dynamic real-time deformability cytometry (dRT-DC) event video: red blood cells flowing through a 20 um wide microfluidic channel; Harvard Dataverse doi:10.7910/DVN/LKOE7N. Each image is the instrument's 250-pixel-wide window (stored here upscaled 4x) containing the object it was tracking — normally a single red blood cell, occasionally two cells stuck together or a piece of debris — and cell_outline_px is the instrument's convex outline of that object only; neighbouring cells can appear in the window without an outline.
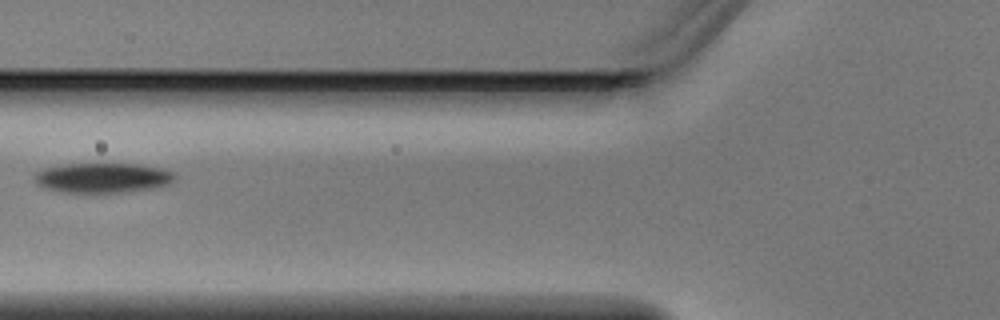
{"species": "Egyptian fruit bat (a non-hibernating species)", "species_latin": "Rousettus aegyptiacus", "temperature_condition": "warm", "stored_images_in_passage": 5, "camera_frame_rate_fps": 3000, "um_per_image_px": 0.085, "animal": {"sex": "male"}, "frame": {"image": 1, "passage_image": 5, "time_ms": 1.333, "image_size_px": [1000, 320], "cell_outline_px": [[176, 176], [172, 184], [152, 188], [120, 192], [64, 192], [48, 188], [40, 184], [36, 180], [36, 172], [48, 168], [64, 164], [136, 164], [160, 168], [172, 172]], "centroid_in_image_um": [8.81, 15.11], "position_along_channel_um": 117.0, "area_um2": 23.87}}